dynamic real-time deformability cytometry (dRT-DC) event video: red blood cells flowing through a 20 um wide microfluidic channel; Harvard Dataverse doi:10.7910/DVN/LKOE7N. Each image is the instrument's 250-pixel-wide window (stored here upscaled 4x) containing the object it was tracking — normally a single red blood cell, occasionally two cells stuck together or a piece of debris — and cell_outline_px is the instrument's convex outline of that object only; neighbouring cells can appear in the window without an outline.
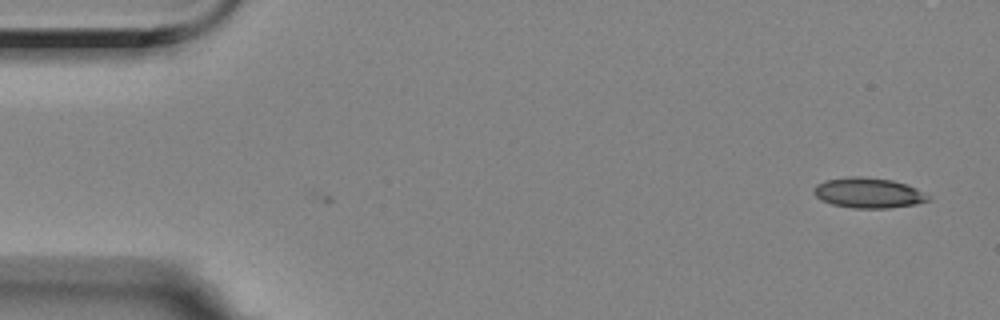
{"species": "Egyptian fruit bat (a non-hibernating species)", "species_latin": "Rousettus aegyptiacus", "temperature_condition": "room temperature", "stored_images_in_passage": 5, "camera_frame_rate_fps": 3000, "um_per_image_px": 0.085, "animal": {"sex": "female"}, "frame": {"image": 1, "passage_image": 5, "time_ms": 1.333, "image_size_px": [1000, 320], "cell_outline_px": [[932, 200], [916, 204], [888, 208], [852, 208], [832, 204], [820, 200], [812, 192], [812, 188], [816, 184], [824, 180], [848, 176], [860, 176], [892, 180], [908, 184], [932, 196]], "centroid_in_image_um": [73.82, 16.39], "position_along_channel_um": 11.2, "area_um2": 20.58}}